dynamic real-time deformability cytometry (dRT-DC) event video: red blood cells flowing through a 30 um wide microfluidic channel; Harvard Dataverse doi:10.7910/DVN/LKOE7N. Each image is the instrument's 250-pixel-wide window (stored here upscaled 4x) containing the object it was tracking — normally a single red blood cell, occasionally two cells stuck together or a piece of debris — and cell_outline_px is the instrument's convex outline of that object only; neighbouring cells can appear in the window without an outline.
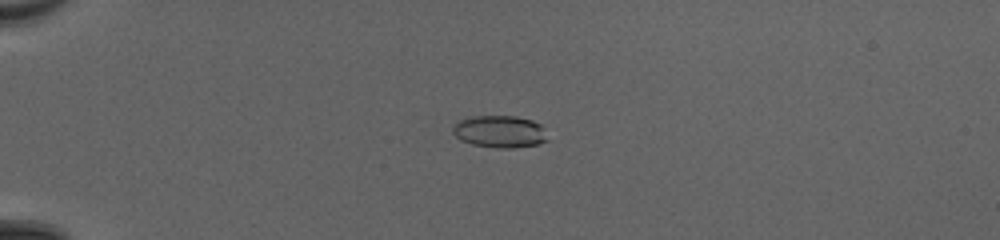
{"species": "common noctule bat (a hibernating species)", "species_latin": "Nyctalus noctula", "temperature_condition": "cold", "stored_images_in_passage": 53, "camera_frame_rate_fps": 3000, "um_per_image_px": 0.085, "animal": {"sex": "female", "body_mass_g": 20.0, "forearm_length_mm": 54.0}, "frame": {"image": 1, "passage_image": 16, "time_ms": 5.0, "image_size_px": [1000, 240], "cell_outline_px": [[548, 140], [536, 144], [516, 148], [496, 148], [472, 144], [460, 140], [452, 132], [452, 128], [460, 120], [472, 116], [516, 116], [532, 120], [540, 124]], "centroid_in_image_um": [42.46, 11.19], "position_along_channel_um": 42.5, "area_um2": 17.69}}
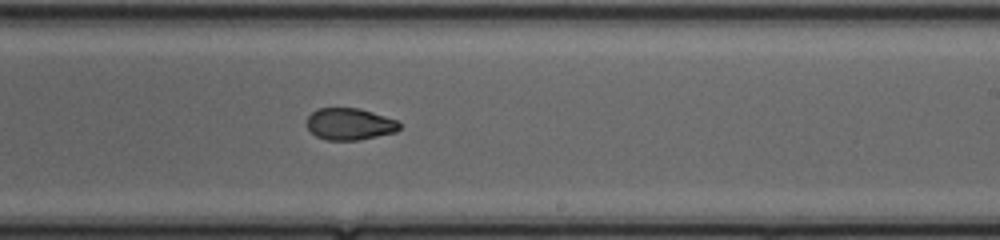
{"frame": {"image": 2, "passage_image": 35, "time_ms": 11.333, "image_size_px": [1000, 240], "cell_outline_px": [[404, 124], [396, 132], [360, 140], [328, 140], [316, 136], [308, 128], [308, 116], [316, 108], [360, 108], [396, 120]], "centroid_in_image_um": [29.76, 10.54], "position_along_channel_um": 259.2, "area_um2": 17.22}}
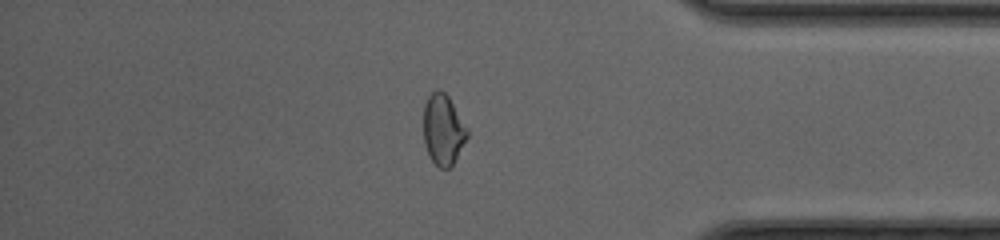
{"frame": {"image": 3, "passage_image": 46, "time_ms": 15.0, "image_size_px": [1000, 240], "cell_outline_px": [[468, 136], [452, 164], [448, 168], [440, 168], [432, 160], [424, 144], [424, 104], [428, 96], [436, 88], [440, 88], [448, 96], [468, 128]], "centroid_in_image_um": [37.66, 10.97], "position_along_channel_um": 397.5, "area_um2": 17.86}, "authors_computed_cell_mechanics": {"area_um2": 18.496, "velocity_mm_per_s": 4.2348, "shape_relaxation_time_tau1_ms": 6.9798, "shape_relaxation_time_tau2_ms": 1.6859, "deformation_change_tau1": 0.1861, "deformation_change_tau2": 0.0512}}